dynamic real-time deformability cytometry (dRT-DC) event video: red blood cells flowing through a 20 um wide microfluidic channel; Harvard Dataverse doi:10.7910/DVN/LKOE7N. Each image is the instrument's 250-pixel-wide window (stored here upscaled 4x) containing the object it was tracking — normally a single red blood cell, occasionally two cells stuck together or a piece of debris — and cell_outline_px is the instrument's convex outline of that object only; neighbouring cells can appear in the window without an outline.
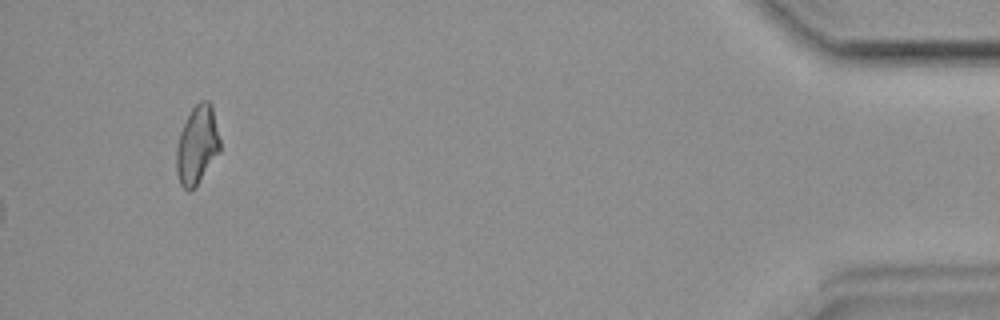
{"species": "common noctule bat (a hibernating species)", "species_latin": "Nyctalus noctula", "temperature_condition": "room temperature", "stored_images_in_passage": 41, "camera_frame_rate_fps": 3000, "um_per_image_px": 0.085, "animal": {"sex": "female", "body_mass_g": 19.9}, "frame": {"image": 1, "passage_image": 41, "time_ms": 13.333, "image_size_px": [1000, 320], "cell_outline_px": [[220, 152], [196, 184], [188, 192], [180, 184], [176, 172], [176, 148], [180, 132], [192, 108], [200, 100], [208, 100], [212, 104], [220, 140]], "centroid_in_image_um": [16.75, 12.3], "position_along_channel_um": 418.4, "area_um2": 19.77}}